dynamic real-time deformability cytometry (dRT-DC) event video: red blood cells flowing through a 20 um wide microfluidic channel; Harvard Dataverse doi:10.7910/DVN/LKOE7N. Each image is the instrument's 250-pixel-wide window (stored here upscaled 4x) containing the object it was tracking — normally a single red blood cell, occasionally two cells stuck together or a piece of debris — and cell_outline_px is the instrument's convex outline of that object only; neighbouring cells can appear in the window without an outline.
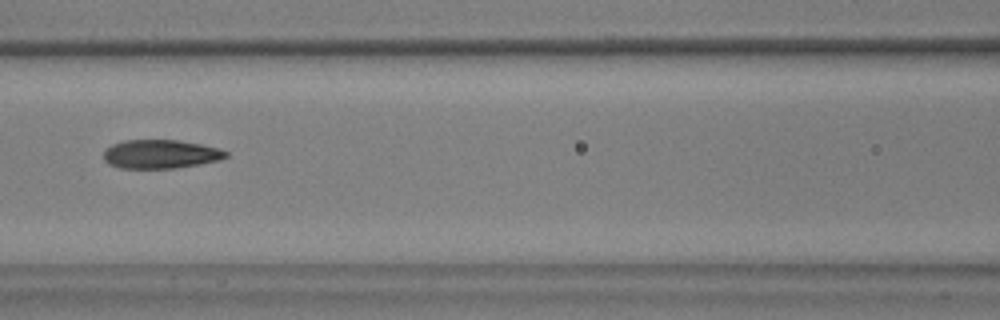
{"species": "common noctule bat (a hibernating species)", "species_latin": "Nyctalus noctula", "temperature_condition": "warm", "stored_images_in_passage": 43, "camera_frame_rate_fps": 3000, "um_per_image_px": 0.085, "animal": {"sex": "male", "body_mass_g": 17.9, "forearm_length_mm": 54.2}, "frame": {"image": 1, "passage_image": 11, "time_ms": 3.333, "image_size_px": [1000, 320], "cell_outline_px": [[228, 156], [220, 160], [176, 168], [120, 168], [108, 164], [104, 160], [104, 152], [112, 144], [124, 140], [176, 140], [200, 144], [220, 148], [228, 152]], "centroid_in_image_um": [13.65, 13.1], "position_along_channel_um": 152.9, "area_um2": 20.46}}
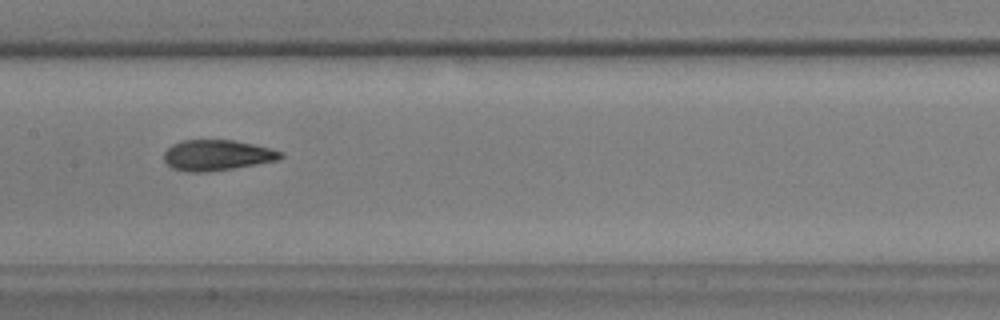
{"frame": {"image": 2, "passage_image": 14, "time_ms": 4.333, "image_size_px": [1000, 320], "cell_outline_px": [[284, 156], [280, 160], [208, 172], [188, 172], [172, 168], [164, 160], [164, 152], [172, 144], [180, 140], [236, 140], [256, 144], [284, 152]], "centroid_in_image_um": [18.47, 13.18], "position_along_channel_um": 188.9, "area_um2": 21.04}}
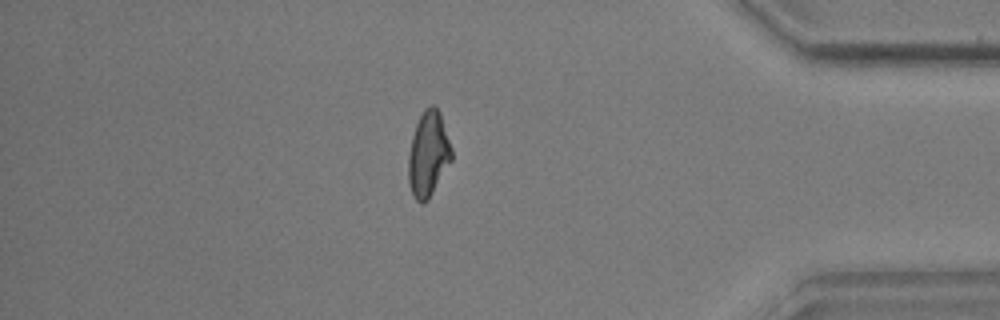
{"frame": {"image": 3, "passage_image": 34, "time_ms": 11.0, "image_size_px": [1000, 320], "cell_outline_px": [[452, 160], [428, 200], [424, 204], [420, 204], [412, 196], [408, 180], [408, 156], [412, 136], [416, 124], [424, 108], [432, 104], [440, 112], [452, 148]], "centroid_in_image_um": [36.4, 13.12], "position_along_channel_um": 398.8, "area_um2": 21.62}}